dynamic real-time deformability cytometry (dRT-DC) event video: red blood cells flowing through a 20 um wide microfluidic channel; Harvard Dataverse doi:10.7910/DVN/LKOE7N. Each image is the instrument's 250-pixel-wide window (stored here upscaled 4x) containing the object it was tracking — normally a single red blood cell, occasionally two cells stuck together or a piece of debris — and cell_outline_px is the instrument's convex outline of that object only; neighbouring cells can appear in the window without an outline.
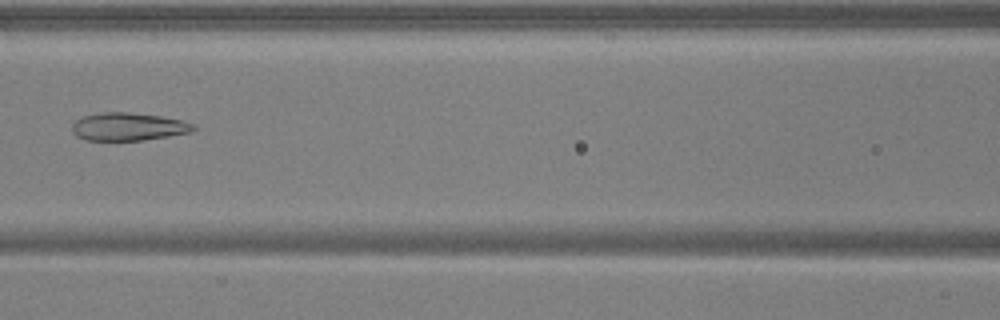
{"species": "common noctule bat (a hibernating species)", "species_latin": "Nyctalus noctula", "temperature_condition": "warm", "stored_images_in_passage": 4, "camera_frame_rate_fps": 3000, "um_per_image_px": 0.085, "animal": {"sex": "male", "body_mass_g": 17.9, "forearm_length_mm": 54.2}, "frame": {"image": 1, "passage_image": 4, "time_ms": 1.0, "image_size_px": [1000, 320], "cell_outline_px": [[196, 128], [192, 132], [144, 140], [84, 140], [76, 136], [72, 132], [72, 124], [80, 116], [104, 112], [128, 112], [160, 116], [184, 120], [196, 124]], "centroid_in_image_um": [10.91, 10.76], "position_along_channel_um": 155.7, "area_um2": 19.94}}